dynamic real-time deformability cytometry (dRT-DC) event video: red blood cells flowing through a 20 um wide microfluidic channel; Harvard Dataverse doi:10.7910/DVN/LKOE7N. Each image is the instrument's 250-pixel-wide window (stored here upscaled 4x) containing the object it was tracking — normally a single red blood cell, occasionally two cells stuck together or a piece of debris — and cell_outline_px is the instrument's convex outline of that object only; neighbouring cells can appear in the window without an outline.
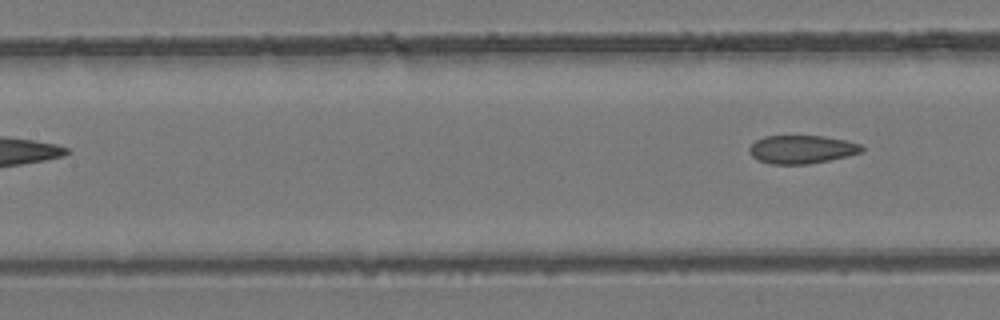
{"species": "common noctule bat (a hibernating species)", "species_latin": "Nyctalus noctula", "temperature_condition": "room temperature", "stored_images_in_passage": 6, "segment_of_instrument_passage": [2, 2], "camera_frame_rate_fps": 3000, "um_per_image_px": 0.085, "animal": {"sex": "female", "body_mass_g": 24.6, "forearm_length_mm": 56.2}, "frame": {"image": 1, "passage_image": 6, "time_ms": 6.667, "image_size_px": [1000, 320], "cell_outline_px": [[864, 148], [860, 152], [848, 156], [808, 164], [772, 164], [760, 160], [752, 156], [748, 152], [748, 148], [756, 140], [764, 136], [820, 136], [844, 140], [860, 144]], "centroid_in_image_um": [68.11, 12.7], "position_along_channel_um": 139.3, "area_um2": 18.32}}